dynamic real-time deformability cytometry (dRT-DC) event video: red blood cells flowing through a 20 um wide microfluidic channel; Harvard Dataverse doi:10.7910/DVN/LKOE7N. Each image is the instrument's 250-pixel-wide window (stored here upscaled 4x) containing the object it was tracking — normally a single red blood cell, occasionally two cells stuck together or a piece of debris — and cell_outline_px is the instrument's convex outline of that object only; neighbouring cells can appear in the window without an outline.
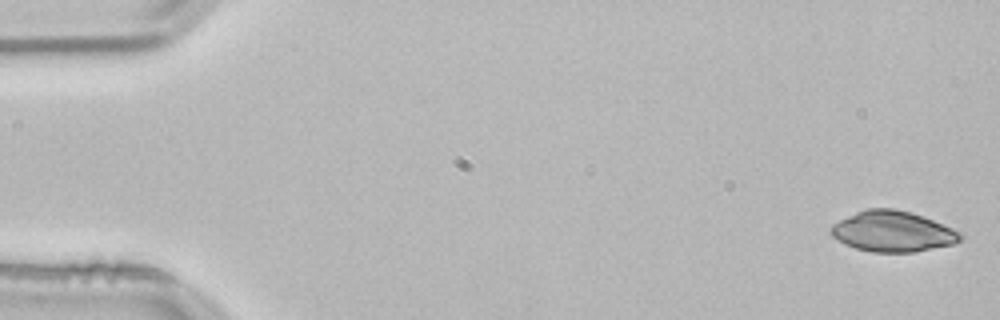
{"species": "common noctule bat (a hibernating species)", "species_latin": "Nyctalus noctula", "temperature_condition": "room temperature", "stored_images_in_passage": 53, "camera_frame_rate_fps": 3000, "um_per_image_px": 0.085, "animal": {"sex": "male", "body_mass_g": 21.5, "forearm_length_mm": 52.0}, "frame": {"image": 1, "passage_image": 1, "time_ms": 0.0, "image_size_px": [1000, 320], "cell_outline_px": [[964, 240], [952, 244], [916, 252], [872, 252], [856, 248], [844, 244], [832, 236], [828, 232], [832, 224], [856, 212], [868, 208], [892, 208], [912, 212], [952, 228], [964, 236]], "centroid_in_image_um": [75.87, 19.68], "position_along_channel_um": 9.1, "area_um2": 30.69}}
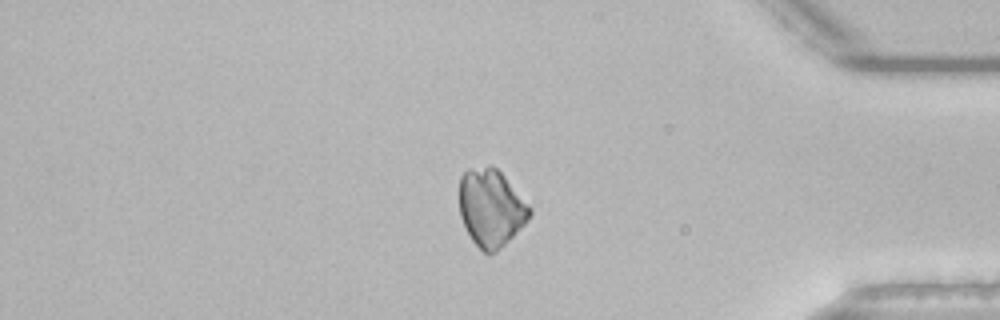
{"frame": {"image": 2, "passage_image": 44, "time_ms": 14.333, "image_size_px": [1000, 320], "cell_outline_px": [[532, 212], [528, 220], [496, 252], [488, 256], [472, 240], [460, 216], [460, 176], [468, 168], [488, 164], [492, 164], [504, 176], [532, 208]], "centroid_in_image_um": [41.73, 17.64], "position_along_channel_um": 393.5, "area_um2": 31.67}}